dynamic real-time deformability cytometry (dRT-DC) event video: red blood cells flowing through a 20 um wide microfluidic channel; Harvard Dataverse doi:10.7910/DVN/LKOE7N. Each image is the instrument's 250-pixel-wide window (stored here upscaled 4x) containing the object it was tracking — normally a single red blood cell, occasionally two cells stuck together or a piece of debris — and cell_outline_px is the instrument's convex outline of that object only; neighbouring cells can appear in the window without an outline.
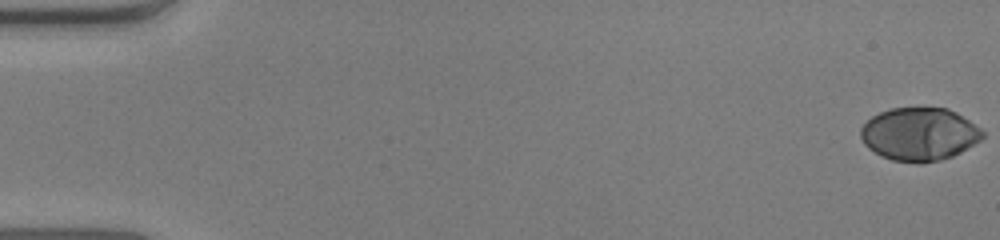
{"species": "human", "species_latin": "Homo sapiens", "temperature_condition": "warm", "stored_images_in_passage": 54, "camera_frame_rate_fps": 3000, "um_per_image_px": 0.085, "donor": {"sex": "male"}, "frame": {"image": 1, "passage_image": 1, "time_ms": 0.0, "image_size_px": [1000, 240], "cell_outline_px": [[984, 136], [980, 140], [960, 152], [952, 156], [940, 160], [920, 164], [916, 164], [892, 160], [880, 156], [868, 148], [864, 144], [860, 136], [860, 128], [872, 116], [880, 112], [892, 108], [948, 108], [956, 112], [980, 128], [984, 132]], "centroid_in_image_um": [78.12, 11.42], "position_along_channel_um": 6.9, "area_um2": 37.74}}
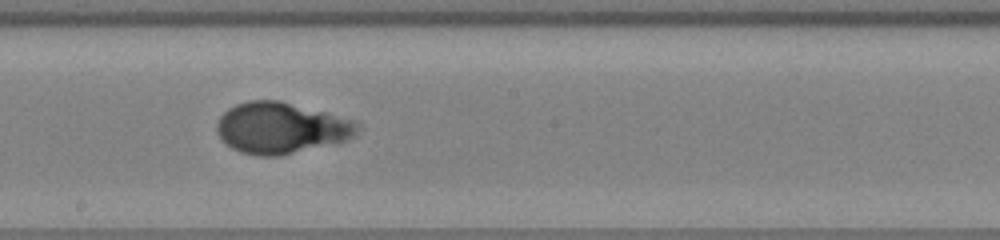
{"frame": {"image": 2, "passage_image": 31, "time_ms": 10.0, "image_size_px": [1000, 240], "cell_outline_px": [[360, 128], [352, 136], [344, 140], [280, 156], [260, 156], [240, 152], [232, 148], [216, 132], [216, 124], [220, 116], [228, 108], [236, 104], [248, 100], [280, 100], [360, 120]], "centroid_in_image_um": [23.91, 10.85], "position_along_channel_um": 224.3, "area_um2": 42.08}}
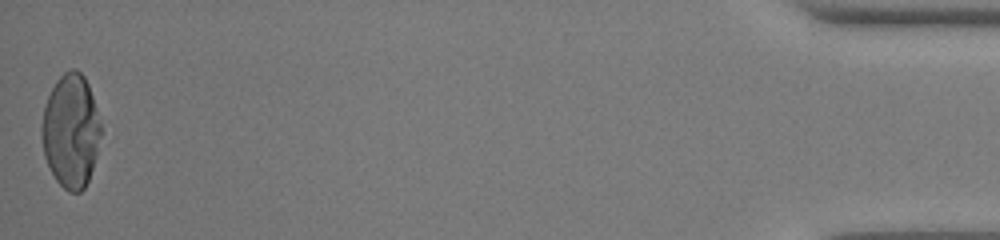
{"frame": {"image": 3, "passage_image": 54, "time_ms": 17.667, "image_size_px": [1000, 240], "cell_outline_px": [[100, 136], [92, 168], [88, 180], [84, 188], [80, 192], [68, 192], [56, 180], [44, 156], [40, 136], [40, 124], [44, 108], [48, 96], [56, 80], [64, 72], [72, 68], [76, 68], [84, 76], [88, 84], [96, 108], [100, 124]], "centroid_in_image_um": [5.98, 11.11], "position_along_channel_um": 429.2, "area_um2": 39.02}, "authors_computed_cell_mechanics": {"area_um2": 39.1017, "velocity_mm_per_s": 3.8906, "shape_relaxation_time_tau1_ms": 5.412, "shape_relaxation_time_tau2_ms": null, "deformation_change_tau1": 0.2719, "deformation_change_tau2": null}}